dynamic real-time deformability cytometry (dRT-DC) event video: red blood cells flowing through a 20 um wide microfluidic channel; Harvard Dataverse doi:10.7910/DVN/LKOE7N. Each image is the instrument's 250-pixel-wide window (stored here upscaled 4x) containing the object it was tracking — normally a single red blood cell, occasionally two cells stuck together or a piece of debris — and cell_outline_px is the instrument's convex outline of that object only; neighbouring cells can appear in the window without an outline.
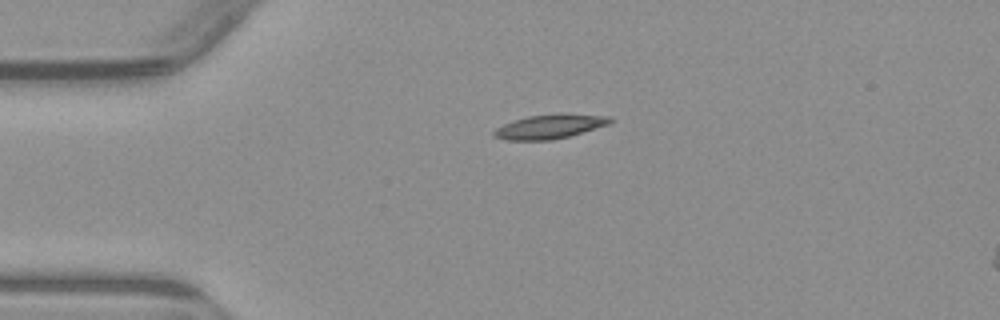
{"species": "common noctule bat (a hibernating species)", "species_latin": "Nyctalus noctula", "temperature_condition": "warm", "stored_images_in_passage": 3, "camera_frame_rate_fps": 3000, "um_per_image_px": 0.085, "animal": {"sex": "male", "body_mass_g": 23.1, "forearm_length_mm": 52.7}, "frame": {"image": 1, "passage_image": 1, "time_ms": 0.0, "image_size_px": [1000, 320], "cell_outline_px": [[616, 120], [608, 124], [568, 136], [552, 140], [504, 140], [492, 136], [492, 132], [496, 128], [504, 124], [528, 116], [564, 112], [612, 116]], "centroid_in_image_um": [46.76, 10.73], "position_along_channel_um": 38.2, "area_um2": 16.65}}
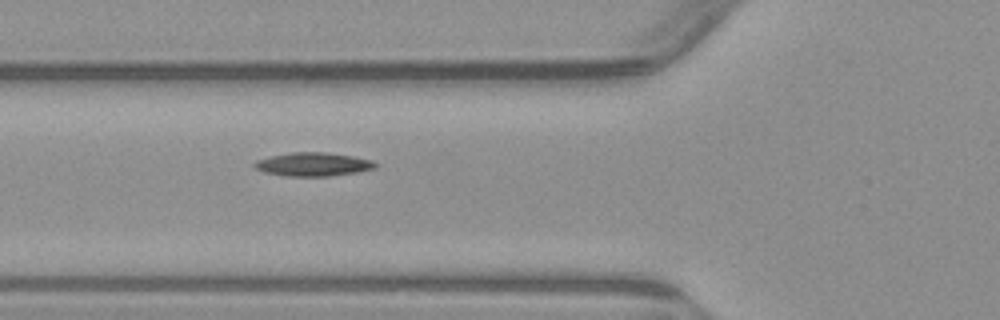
{"frame": {"image": 2, "passage_image": 3, "time_ms": 2.333, "image_size_px": [1000, 320], "cell_outline_px": [[380, 164], [376, 168], [356, 172], [328, 176], [284, 176], [264, 172], [256, 168], [252, 164], [256, 160], [272, 156], [292, 152], [328, 152], [352, 156], [372, 160]], "centroid_in_image_um": [26.64, 13.96], "position_along_channel_um": 99.2, "area_um2": 16.65}}